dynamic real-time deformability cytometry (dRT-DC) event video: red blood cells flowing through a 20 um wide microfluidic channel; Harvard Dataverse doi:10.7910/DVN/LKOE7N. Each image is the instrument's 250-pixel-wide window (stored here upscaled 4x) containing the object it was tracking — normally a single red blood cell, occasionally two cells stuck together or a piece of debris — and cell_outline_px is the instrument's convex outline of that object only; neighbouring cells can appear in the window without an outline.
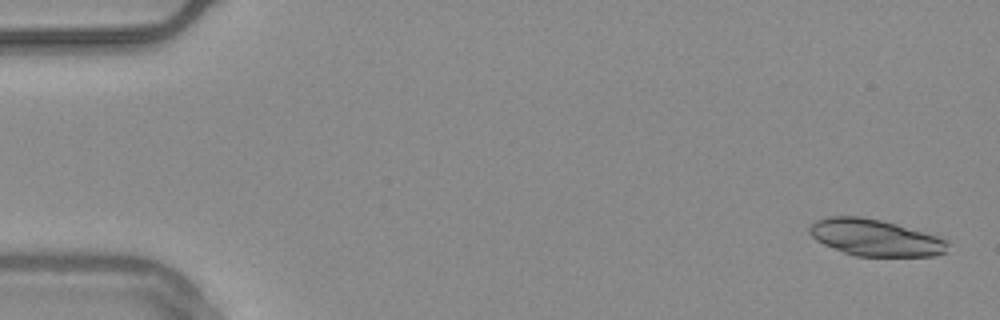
{"species": "common noctule bat (a hibernating species)", "species_latin": "Nyctalus noctula", "temperature_condition": "warm", "stored_images_in_passage": 53, "camera_frame_rate_fps": 3000, "um_per_image_px": 0.085, "animal": {"sex": "male", "body_mass_g": 20.4}, "frame": {"image": 1, "passage_image": 1, "time_ms": 0.0, "image_size_px": [1000, 320], "cell_outline_px": [[948, 252], [936, 256], [856, 256], [844, 252], [824, 244], [816, 240], [808, 232], [808, 224], [816, 220], [828, 216], [860, 216], [880, 220], [896, 224], [936, 236], [948, 240]], "centroid_in_image_um": [74.37, 20.2], "position_along_channel_um": 10.6, "area_um2": 29.54}}
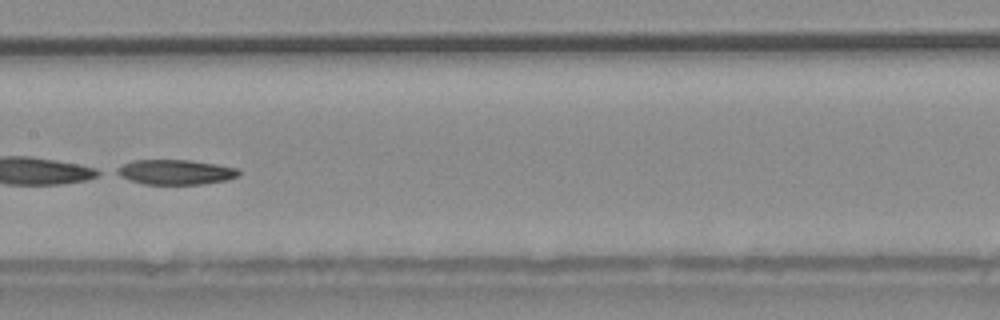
{"frame": {"image": 2, "passage_image": 27, "time_ms": 8.667, "image_size_px": [1000, 320], "cell_outline_px": [[240, 176], [228, 180], [204, 184], [144, 184], [128, 180], [112, 172], [116, 168], [132, 160], [188, 160], [216, 164], [240, 168]], "centroid_in_image_um": [14.92, 14.63], "position_along_channel_um": 192.5, "area_um2": 17.98}}